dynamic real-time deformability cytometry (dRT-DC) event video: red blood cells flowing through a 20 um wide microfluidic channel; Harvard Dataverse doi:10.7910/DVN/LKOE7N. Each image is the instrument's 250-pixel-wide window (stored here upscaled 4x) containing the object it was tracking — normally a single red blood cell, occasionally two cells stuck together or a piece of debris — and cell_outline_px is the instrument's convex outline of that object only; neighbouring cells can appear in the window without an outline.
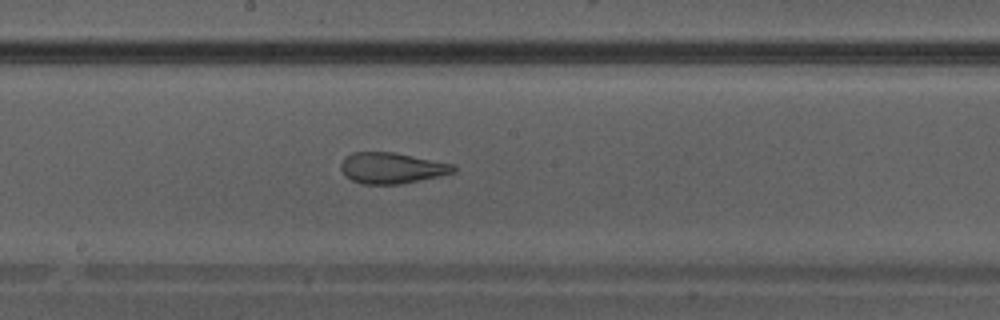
{"species": "Egyptian fruit bat (a non-hibernating species)", "species_latin": "Rousettus aegyptiacus", "temperature_condition": "warm", "stored_images_in_passage": 33, "camera_frame_rate_fps": 3000, "um_per_image_px": 0.085, "animal": {"sex": "male"}, "frame": {"image": 1, "passage_image": 15, "time_ms": 4.667, "image_size_px": [1000, 320], "cell_outline_px": [[456, 172], [440, 176], [400, 184], [360, 184], [344, 176], [340, 168], [340, 164], [344, 156], [352, 152], [392, 152], [456, 164]], "centroid_in_image_um": [33.28, 14.28], "position_along_channel_um": 214.9, "area_um2": 20.58}}